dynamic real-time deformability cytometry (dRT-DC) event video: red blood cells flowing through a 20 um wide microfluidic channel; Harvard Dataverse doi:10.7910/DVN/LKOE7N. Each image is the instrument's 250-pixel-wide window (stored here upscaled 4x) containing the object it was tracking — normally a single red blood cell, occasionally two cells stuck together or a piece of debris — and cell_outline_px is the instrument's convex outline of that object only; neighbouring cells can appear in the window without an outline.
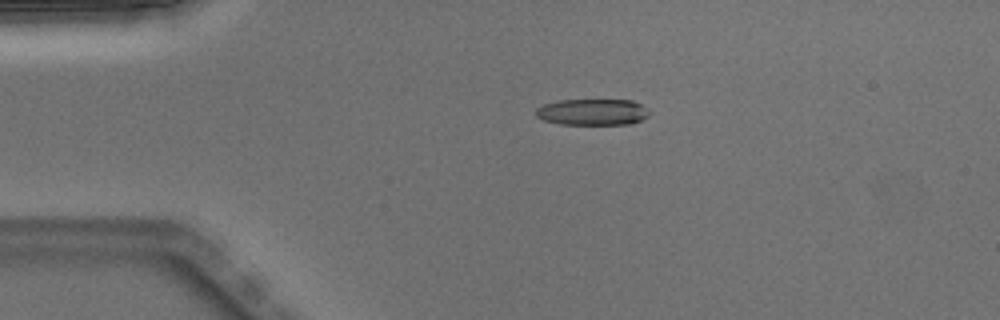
{"species": "Egyptian fruit bat (a non-hibernating species)", "species_latin": "Rousettus aegyptiacus", "temperature_condition": "warm", "stored_images_in_passage": 40, "camera_frame_rate_fps": 3000, "um_per_image_px": 0.085, "animal": {"sex": "male"}, "frame": {"image": 1, "passage_image": 1, "time_ms": 0.0, "image_size_px": [1000, 320], "cell_outline_px": [[648, 116], [632, 124], [560, 124], [544, 120], [536, 116], [536, 108], [544, 104], [556, 100], [632, 100], [640, 104], [648, 112]], "centroid_in_image_um": [50.32, 9.52], "position_along_channel_um": 34.7, "area_um2": 17.28}}
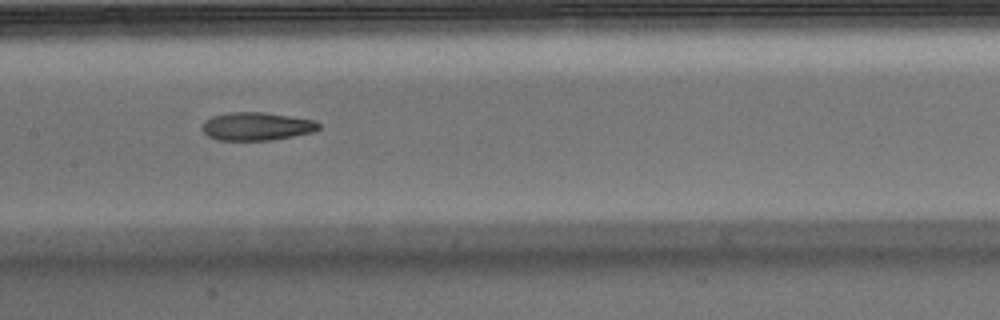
{"frame": {"image": 2, "passage_image": 15, "time_ms": 4.667, "image_size_px": [1000, 320], "cell_outline_px": [[320, 128], [312, 132], [272, 140], [216, 140], [208, 136], [204, 132], [204, 120], [212, 116], [228, 112], [264, 112], [316, 120], [320, 124]], "centroid_in_image_um": [21.82, 10.73], "position_along_channel_um": 185.6, "area_um2": 19.07}}
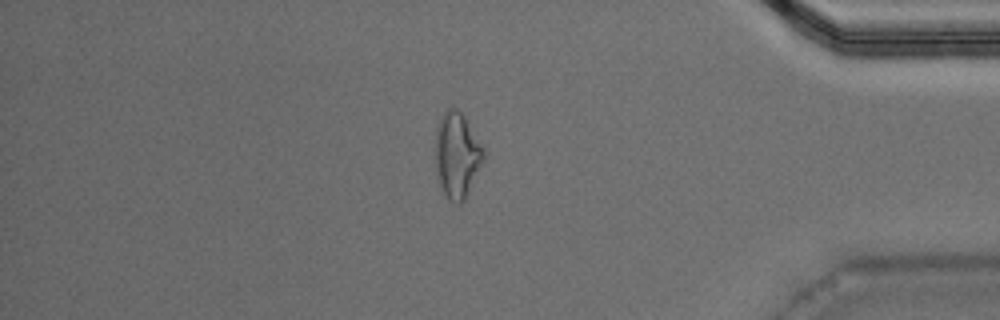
{"frame": {"image": 3, "passage_image": 33, "time_ms": 10.667, "image_size_px": [1000, 320], "cell_outline_px": [[484, 156], [468, 192], [464, 200], [460, 204], [456, 204], [444, 192], [440, 184], [436, 172], [436, 128], [444, 112], [448, 108], [456, 108], [464, 116], [480, 144], [484, 152]], "centroid_in_image_um": [38.82, 13.17], "position_along_channel_um": 396.4, "area_um2": 23.12}, "authors_computed_cell_mechanics": {"area_um2": 19.8543, "velocity_mm_per_s": 4.0319, "shape_relaxation_time_tau1_ms": 7.0026, "shape_relaxation_time_tau2_ms": 4.2302, "deformation_change_tau1": 0.2101, "deformation_change_tau2": 0.1473}}